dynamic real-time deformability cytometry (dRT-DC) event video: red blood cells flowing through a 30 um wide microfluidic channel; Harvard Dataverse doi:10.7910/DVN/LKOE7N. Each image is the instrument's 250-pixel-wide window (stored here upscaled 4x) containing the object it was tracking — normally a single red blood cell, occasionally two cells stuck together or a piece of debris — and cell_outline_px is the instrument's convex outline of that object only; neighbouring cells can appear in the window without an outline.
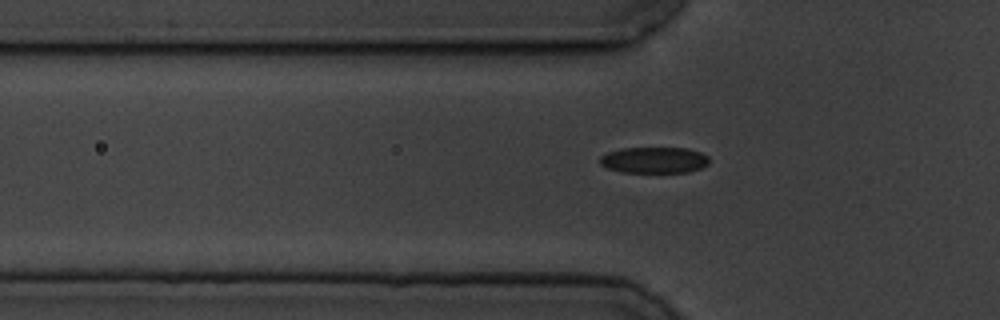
{"species": "common noctule bat (a hibernating species)", "species_latin": "Nyctalus noctula", "temperature_condition": "cold", "stored_images_in_passage": 42, "camera_frame_rate_fps": 3000, "um_per_image_px": 0.085, "animal": {"sex": "male", "body_mass_g": 19.5, "forearm_length_mm": 54.6}, "frame": {"image": 1, "passage_image": 8, "time_ms": 2.333, "image_size_px": [1000, 320], "cell_outline_px": [[708, 164], [700, 168], [688, 172], [624, 172], [608, 168], [600, 164], [600, 156], [608, 152], [620, 148], [688, 148], [700, 152], [708, 156]], "centroid_in_image_um": [55.6, 13.6], "position_along_channel_um": 70.2, "area_um2": 16.59}}
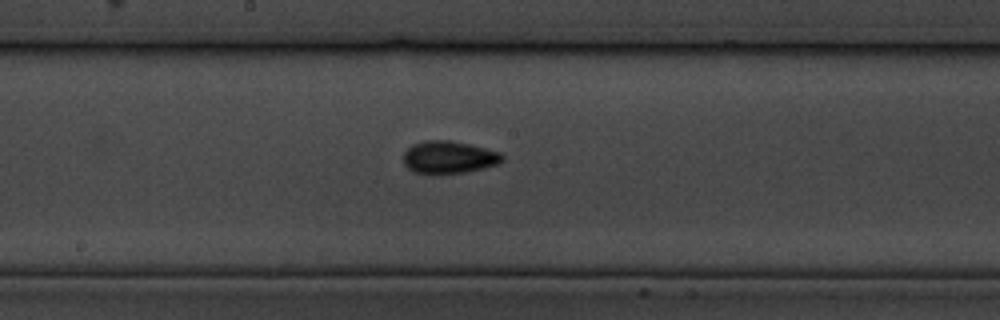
{"frame": {"image": 2, "passage_image": 20, "time_ms": 6.333, "image_size_px": [1000, 320], "cell_outline_px": [[504, 160], [496, 164], [484, 168], [464, 172], [412, 172], [404, 164], [404, 152], [412, 144], [424, 140], [448, 140], [468, 144], [500, 152], [504, 156]], "centroid_in_image_um": [38.15, 13.34], "position_along_channel_um": 210.1, "area_um2": 18.32}}
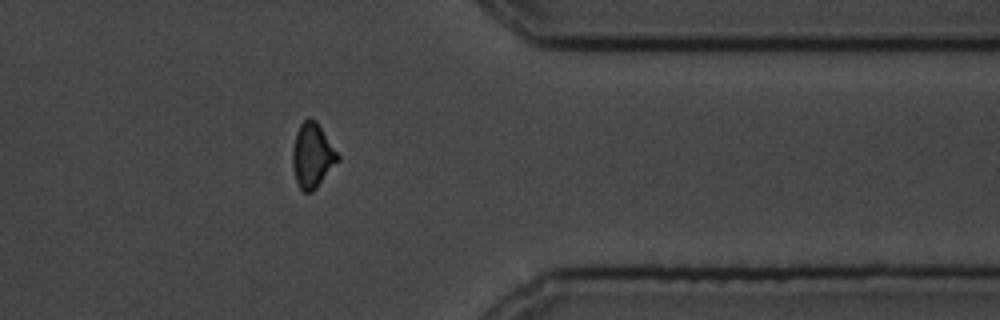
{"frame": {"image": 3, "passage_image": 36, "time_ms": 11.667, "image_size_px": [1000, 320], "cell_outline_px": [[340, 160], [316, 188], [312, 192], [304, 192], [300, 188], [296, 180], [292, 168], [292, 148], [296, 132], [300, 124], [308, 116], [316, 120], [340, 156]], "centroid_in_image_um": [26.55, 13.2], "position_along_channel_um": 384.9, "area_um2": 17.17}}